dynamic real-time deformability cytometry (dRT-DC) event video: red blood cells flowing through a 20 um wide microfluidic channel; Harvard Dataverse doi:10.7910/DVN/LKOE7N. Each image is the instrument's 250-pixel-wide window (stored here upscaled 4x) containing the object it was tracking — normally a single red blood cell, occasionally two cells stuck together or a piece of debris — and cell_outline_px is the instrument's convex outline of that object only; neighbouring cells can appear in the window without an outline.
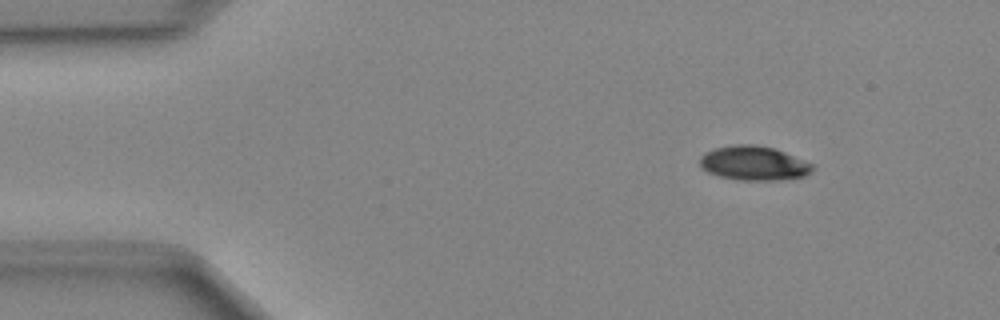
{"species": "Egyptian fruit bat (a non-hibernating species)", "species_latin": "Rousettus aegyptiacus", "temperature_condition": "cold", "stored_images_in_passage": 48, "camera_frame_rate_fps": 3000, "um_per_image_px": 0.085, "animal": {"sex": "female"}, "frame": {"image": 1, "passage_image": 5, "time_ms": 1.333, "image_size_px": [1000, 320], "cell_outline_px": [[816, 168], [812, 172], [804, 176], [776, 180], [736, 180], [720, 176], [708, 172], [700, 168], [700, 156], [704, 152], [716, 148], [732, 144], [752, 144], [776, 148], [812, 164]], "centroid_in_image_um": [64.05, 13.87], "position_along_channel_um": 20.9, "area_um2": 22.66}}
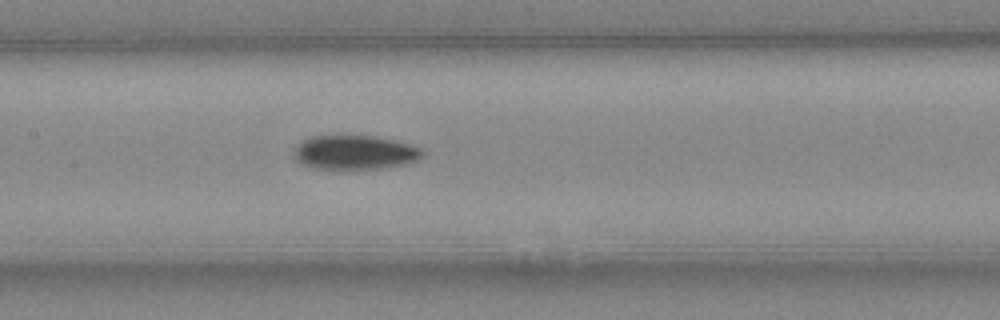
{"frame": {"image": 2, "passage_image": 22, "time_ms": 7.0, "image_size_px": [1000, 320], "cell_outline_px": [[424, 152], [420, 160], [408, 164], [384, 168], [316, 168], [304, 164], [296, 160], [292, 152], [292, 148], [304, 140], [312, 136], [340, 132], [352, 132], [396, 140], [420, 148]], "centroid_in_image_um": [30.14, 12.89], "position_along_channel_um": 177.3, "area_um2": 26.59}}
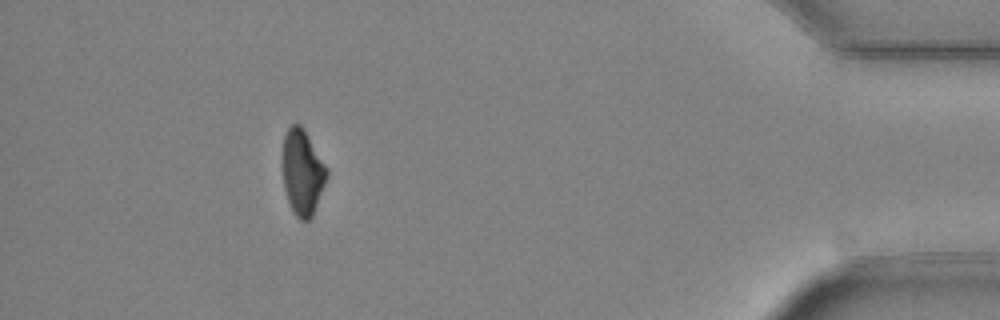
{"frame": {"image": 3, "passage_image": 43, "time_ms": 14.0, "image_size_px": [1000, 320], "cell_outline_px": [[328, 176], [312, 216], [308, 220], [300, 220], [292, 212], [284, 188], [280, 160], [280, 156], [284, 136], [288, 128], [292, 124], [300, 124], [304, 128], [328, 168]], "centroid_in_image_um": [25.67, 14.61], "position_along_channel_um": 409.5, "area_um2": 22.6}}